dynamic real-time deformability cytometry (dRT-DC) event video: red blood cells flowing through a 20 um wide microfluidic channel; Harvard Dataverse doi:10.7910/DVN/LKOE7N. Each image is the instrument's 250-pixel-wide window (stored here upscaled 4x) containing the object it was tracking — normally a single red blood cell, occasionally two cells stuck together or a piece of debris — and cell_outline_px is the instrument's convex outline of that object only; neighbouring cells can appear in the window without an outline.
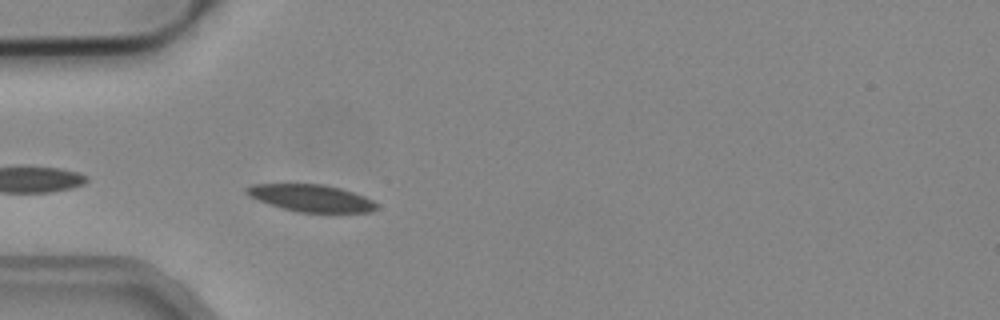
{"species": "common noctule bat (a hibernating species)", "species_latin": "Nyctalus noctula", "temperature_condition": "cold", "stored_images_in_passage": 6, "camera_frame_rate_fps": 3000, "um_per_image_px": 0.085, "animal": {"sex": "male", "body_mass_g": 19.2, "forearm_length_mm": 51.8}, "frame": {"image": 1, "passage_image": 2, "time_ms": 0.333, "image_size_px": [1000, 320], "cell_outline_px": [[376, 208], [372, 212], [300, 212], [284, 208], [248, 196], [244, 192], [244, 188], [252, 184], [324, 184], [340, 188], [364, 196], [372, 200], [376, 204]], "centroid_in_image_um": [26.43, 16.82], "position_along_channel_um": 58.6, "area_um2": 20.23}}